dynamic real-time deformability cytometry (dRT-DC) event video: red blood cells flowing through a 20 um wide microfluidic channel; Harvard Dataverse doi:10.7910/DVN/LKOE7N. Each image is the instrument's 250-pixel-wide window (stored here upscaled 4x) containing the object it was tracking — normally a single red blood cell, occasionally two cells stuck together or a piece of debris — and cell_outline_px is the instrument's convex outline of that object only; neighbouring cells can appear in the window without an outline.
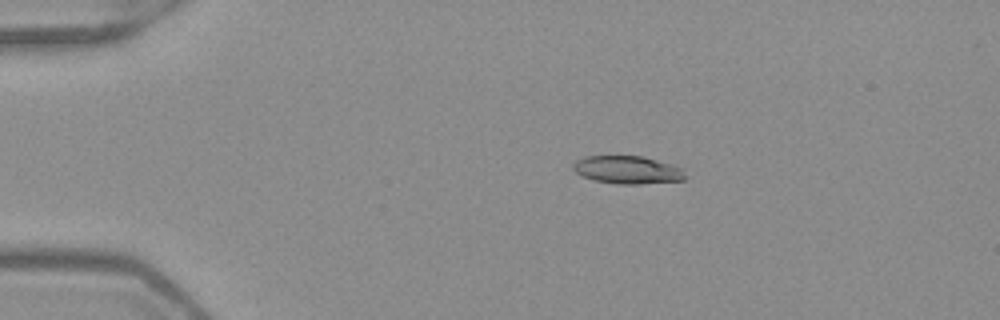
{"species": "Egyptian fruit bat (a non-hibernating species)", "species_latin": "Rousettus aegyptiacus", "temperature_condition": "warm", "stored_images_in_passage": 49, "camera_frame_rate_fps": 3000, "um_per_image_px": 0.085, "frame": {"image": 1, "passage_image": 8, "time_ms": 2.333, "image_size_px": [1000, 320], "cell_outline_px": [[684, 180], [640, 184], [616, 184], [596, 180], [584, 176], [576, 172], [572, 168], [572, 164], [576, 160], [584, 156], [640, 156], [656, 160], [684, 168]], "centroid_in_image_um": [53.33, 14.43], "position_along_channel_um": 31.7, "area_um2": 18.09}}
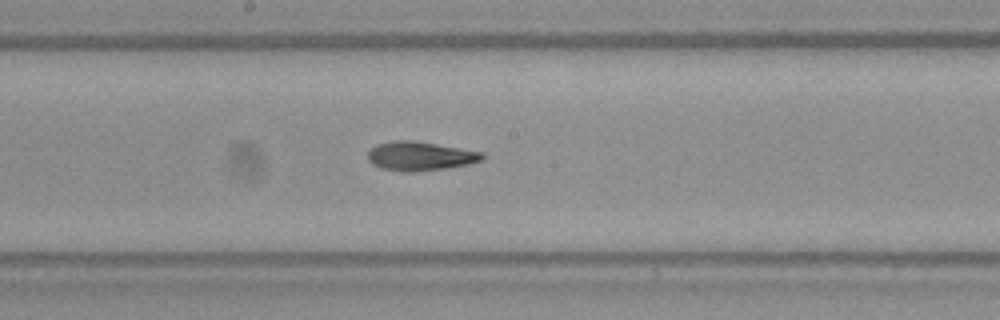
{"frame": {"image": 2, "passage_image": 26, "time_ms": 8.333, "image_size_px": [1000, 320], "cell_outline_px": [[484, 160], [468, 164], [448, 168], [412, 172], [400, 172], [380, 168], [372, 164], [368, 160], [368, 152], [376, 144], [392, 140], [412, 140], [484, 152]], "centroid_in_image_um": [35.7, 13.27], "position_along_channel_um": 212.5, "area_um2": 19.54}}
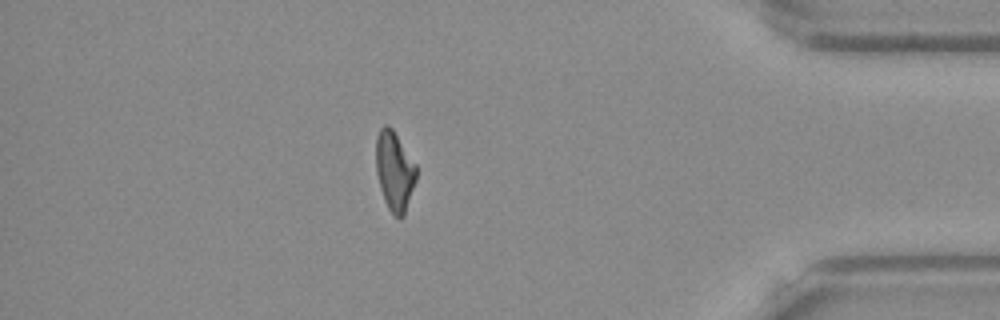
{"frame": {"image": 3, "passage_image": 43, "time_ms": 14.0, "image_size_px": [1000, 320], "cell_outline_px": [[416, 180], [404, 216], [400, 220], [388, 208], [384, 200], [380, 188], [376, 172], [376, 136], [380, 128], [384, 124], [388, 124], [392, 128], [416, 164]], "centroid_in_image_um": [33.53, 14.53], "position_along_channel_um": 401.7, "area_um2": 18.73}, "authors_computed_cell_mechanics": {"area_um2": 18.9006, "velocity_mm_per_s": 3.9786, "shape_relaxation_time_tau1_ms": 5.8617, "shape_relaxation_time_tau2_ms": 3.5396, "deformation_change_tau1": 0.1992, "deformation_change_tau2": 0.1061}}